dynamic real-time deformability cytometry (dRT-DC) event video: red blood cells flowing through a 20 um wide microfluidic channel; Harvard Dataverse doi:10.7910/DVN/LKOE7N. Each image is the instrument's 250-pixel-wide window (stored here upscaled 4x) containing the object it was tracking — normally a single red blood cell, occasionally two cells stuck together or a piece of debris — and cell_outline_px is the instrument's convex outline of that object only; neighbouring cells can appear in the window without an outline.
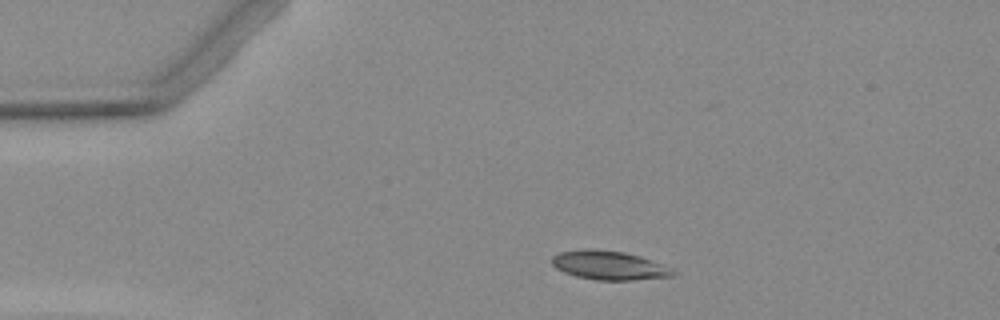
{"species": "Egyptian fruit bat (a non-hibernating species)", "species_latin": "Rousettus aegyptiacus", "temperature_condition": "warm", "stored_images_in_passage": 4, "camera_frame_rate_fps": 3000, "um_per_image_px": 0.085, "animal": {"sex": "female"}, "frame": {"image": 1, "passage_image": 2, "time_ms": 1.0, "image_size_px": [1000, 320], "cell_outline_px": [[676, 276], [632, 280], [596, 280], [576, 276], [564, 272], [556, 268], [552, 264], [552, 256], [560, 252], [584, 248], [592, 248], [624, 252], [640, 256], [660, 264], [676, 272]], "centroid_in_image_um": [51.73, 22.55], "position_along_channel_um": 33.3, "area_um2": 20.35}}
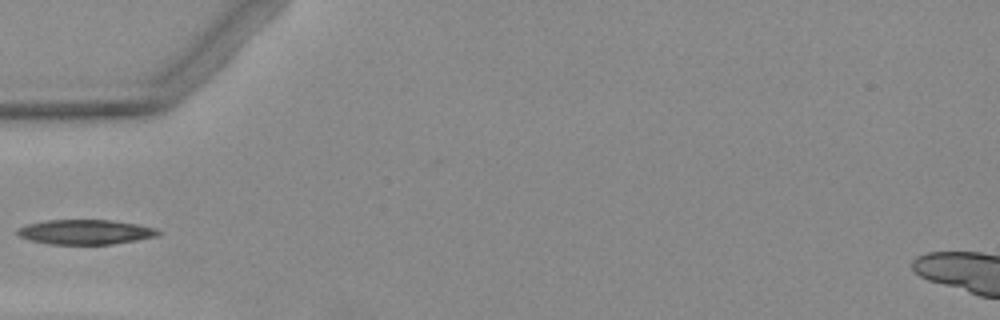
{"frame": {"image": 2, "passage_image": 4, "time_ms": 3.333, "image_size_px": [1000, 320], "cell_outline_px": [[164, 232], [156, 236], [136, 240], [112, 244], [48, 244], [32, 240], [20, 236], [16, 232], [16, 228], [28, 224], [48, 220], [112, 220], [136, 224], [152, 228]], "centroid_in_image_um": [7.25, 19.72], "position_along_channel_um": 77.8, "area_um2": 20.11}}